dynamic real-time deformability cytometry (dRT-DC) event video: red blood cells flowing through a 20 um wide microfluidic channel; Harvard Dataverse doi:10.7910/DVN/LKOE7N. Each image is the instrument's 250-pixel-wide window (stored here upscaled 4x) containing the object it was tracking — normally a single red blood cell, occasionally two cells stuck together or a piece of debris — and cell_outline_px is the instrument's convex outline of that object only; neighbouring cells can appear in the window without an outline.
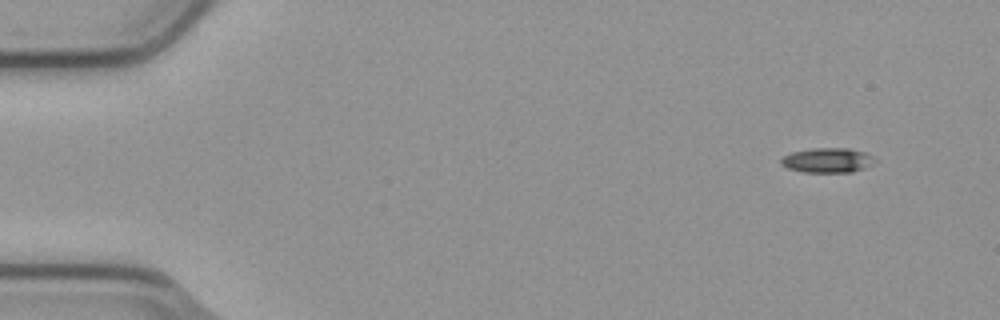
{"species": "common noctule bat (a hibernating species)", "species_latin": "Nyctalus noctula", "temperature_condition": "cold", "stored_images_in_passage": 4, "camera_frame_rate_fps": 3000, "um_per_image_px": 0.085, "animal": {"sex": "male", "body_mass_g": 23.1, "forearm_length_mm": 52.7}, "frame": {"image": 1, "passage_image": 1, "time_ms": 0.0, "image_size_px": [1000, 320], "cell_outline_px": [[876, 160], [872, 164], [864, 168], [852, 172], [804, 172], [788, 168], [780, 164], [780, 160], [784, 156], [792, 152], [812, 148], [848, 148], [868, 152]], "centroid_in_image_um": [70.36, 13.61], "position_along_channel_um": 14.6, "area_um2": 13.58}}
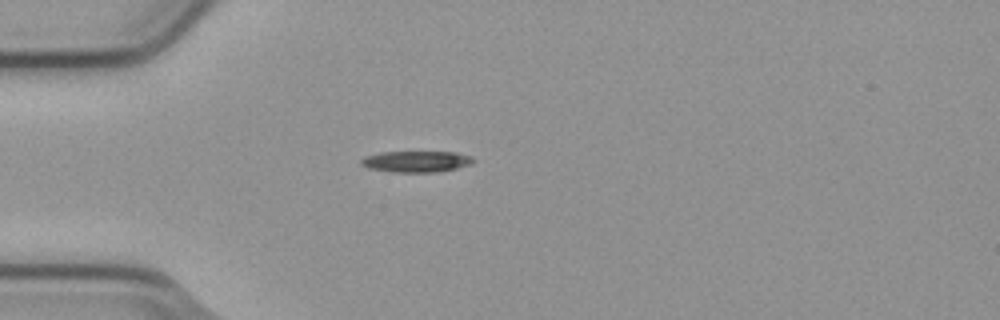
{"frame": {"image": 2, "passage_image": 3, "time_ms": 0.667, "image_size_px": [1000, 320], "cell_outline_px": [[476, 160], [472, 164], [456, 168], [436, 172], [392, 172], [368, 168], [360, 164], [360, 160], [364, 156], [380, 152], [456, 152], [472, 156]], "centroid_in_image_um": [35.38, 13.72], "position_along_channel_um": 49.6, "area_um2": 13.99}}